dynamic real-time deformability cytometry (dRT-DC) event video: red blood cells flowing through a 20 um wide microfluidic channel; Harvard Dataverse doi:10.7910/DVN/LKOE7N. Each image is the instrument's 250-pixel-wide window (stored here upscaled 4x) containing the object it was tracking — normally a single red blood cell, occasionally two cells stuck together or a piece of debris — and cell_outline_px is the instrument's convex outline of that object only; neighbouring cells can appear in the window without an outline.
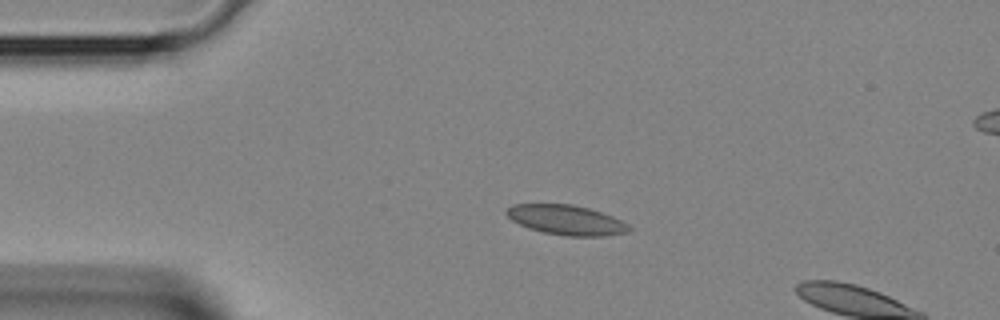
{"species": "Egyptian fruit bat (a non-hibernating species)", "species_latin": "Rousettus aegyptiacus", "temperature_condition": "room temperature", "stored_images_in_passage": 2, "camera_frame_rate_fps": 3000, "um_per_image_px": 0.085, "animal": {"sex": "female"}, "frame": {"image": 1, "passage_image": 1, "time_ms": 0.0, "image_size_px": [1000, 320], "cell_outline_px": [[632, 228], [628, 232], [604, 236], [568, 236], [544, 232], [528, 228], [512, 220], [504, 212], [512, 204], [572, 204], [588, 208], [612, 216], [628, 224]], "centroid_in_image_um": [48.13, 18.69], "position_along_channel_um": 36.9, "area_um2": 21.15}}